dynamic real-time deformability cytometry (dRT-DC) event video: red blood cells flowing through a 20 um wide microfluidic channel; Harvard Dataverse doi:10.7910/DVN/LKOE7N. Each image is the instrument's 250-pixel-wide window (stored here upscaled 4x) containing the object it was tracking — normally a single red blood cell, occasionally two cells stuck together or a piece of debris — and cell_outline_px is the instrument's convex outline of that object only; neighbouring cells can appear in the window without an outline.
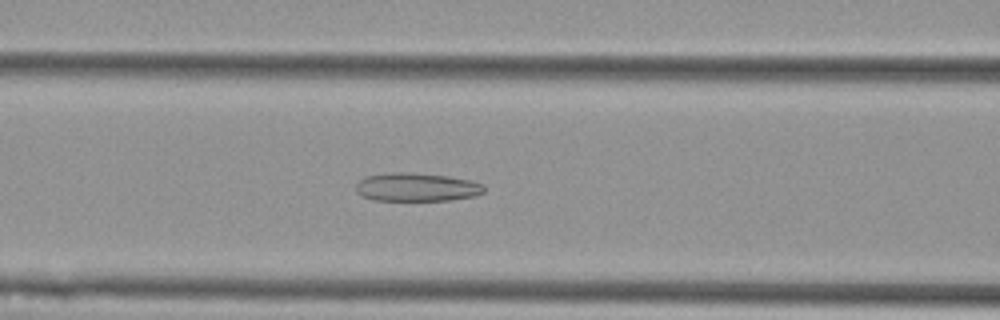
{"species": "Egyptian fruit bat (a non-hibernating species)", "species_latin": "Rousettus aegyptiacus", "temperature_condition": "cold", "stored_images_in_passage": 57, "camera_frame_rate_fps": 3000, "um_per_image_px": 0.085, "animal": {"sex": "female"}, "frame": {"image": 1, "passage_image": 24, "time_ms": 7.667, "image_size_px": [1000, 320], "cell_outline_px": [[484, 192], [476, 196], [452, 200], [372, 200], [356, 192], [356, 184], [364, 176], [388, 172], [408, 172], [448, 176], [472, 180], [484, 184]], "centroid_in_image_um": [35.43, 15.9], "position_along_channel_um": 131.2, "area_um2": 21.44}}
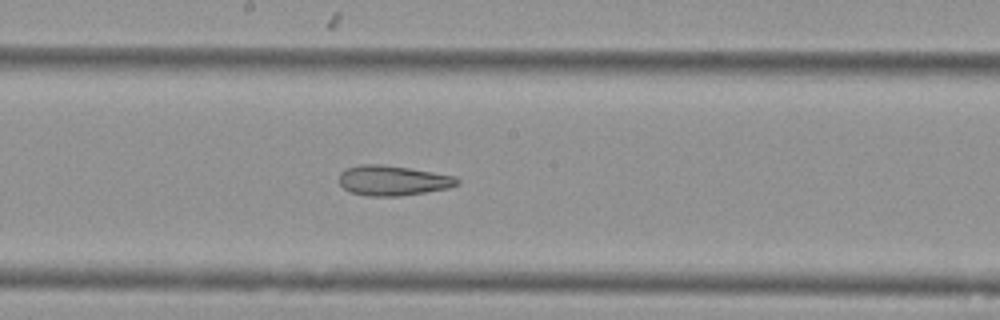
{"frame": {"image": 2, "passage_image": 31, "time_ms": 10.0, "image_size_px": [1000, 320], "cell_outline_px": [[460, 184], [448, 188], [400, 196], [368, 196], [352, 192], [344, 188], [340, 184], [340, 172], [348, 168], [360, 164], [380, 164], [408, 168], [456, 176], [460, 180]], "centroid_in_image_um": [33.41, 15.34], "position_along_channel_um": 214.8, "area_um2": 20.52}}
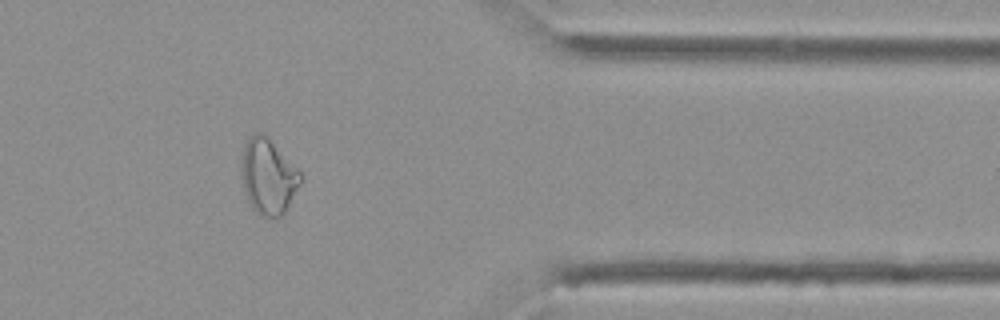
{"frame": {"image": 3, "passage_image": 47, "time_ms": 15.333, "image_size_px": [1000, 320], "cell_outline_px": [[304, 176], [300, 184], [284, 212], [276, 220], [272, 220], [260, 216], [252, 208], [248, 200], [240, 176], [240, 160], [244, 144], [248, 136], [256, 132], [264, 132]], "centroid_in_image_um": [22.76, 14.99], "position_along_channel_um": 388.6, "area_um2": 26.53}, "authors_computed_cell_mechanics": {"area_um2": 26.588, "velocity_mm_per_s": 3.5947, "shape_relaxation_time_tau1_ms": null, "shape_relaxation_time_tau2_ms": 4.0907, "deformation_change_tau1": null, "deformation_change_tau2": 0.1245}}